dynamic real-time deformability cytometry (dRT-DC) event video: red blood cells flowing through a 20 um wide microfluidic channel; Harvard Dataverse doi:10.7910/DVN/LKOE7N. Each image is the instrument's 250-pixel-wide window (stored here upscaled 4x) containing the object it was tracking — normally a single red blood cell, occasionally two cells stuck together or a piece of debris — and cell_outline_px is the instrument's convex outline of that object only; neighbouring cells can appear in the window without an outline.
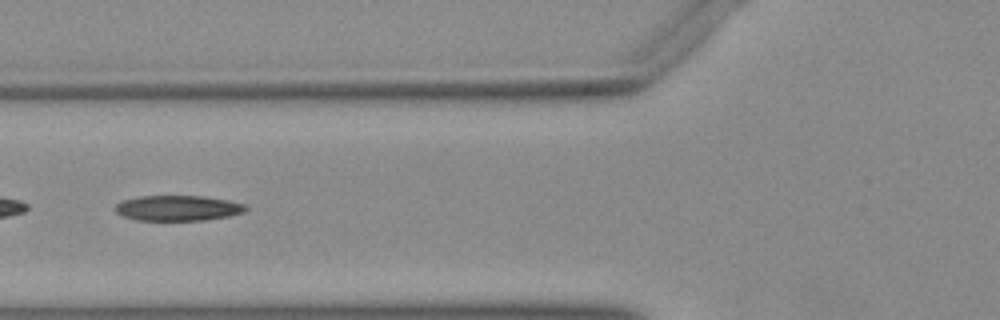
{"species": "Egyptian fruit bat (a non-hibernating species)", "species_latin": "Rousettus aegyptiacus", "temperature_condition": "warm", "stored_images_in_passage": 39, "camera_frame_rate_fps": 3000, "um_per_image_px": 0.085, "animal": {"sex": "female"}, "frame": {"image": 1, "passage_image": 7, "time_ms": 2.0, "image_size_px": [1000, 320], "cell_outline_px": [[248, 208], [244, 212], [228, 216], [204, 220], [136, 220], [124, 216], [116, 212], [112, 208], [120, 200], [140, 196], [204, 196], [228, 200], [248, 204]], "centroid_in_image_um": [15.11, 17.68], "position_along_channel_um": 110.7, "area_um2": 19.48}}
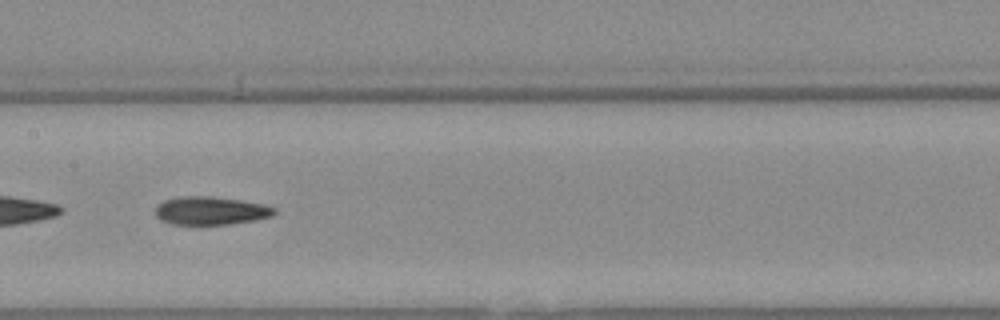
{"frame": {"image": 2, "passage_image": 13, "time_ms": 4.0, "image_size_px": [1000, 320], "cell_outline_px": [[276, 212], [272, 216], [256, 220], [228, 224], [172, 224], [160, 220], [156, 216], [156, 204], [164, 200], [184, 196], [208, 196], [240, 200], [260, 204], [276, 208]], "centroid_in_image_um": [17.88, 17.91], "position_along_channel_um": 189.5, "area_um2": 19.42}}
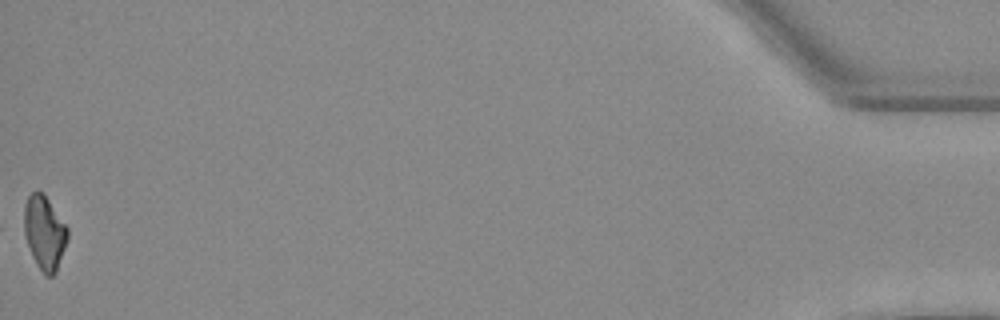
{"frame": {"image": 3, "passage_image": 39, "time_ms": 12.667, "image_size_px": [1000, 320], "cell_outline_px": [[68, 240], [56, 272], [52, 276], [44, 276], [36, 264], [32, 256], [24, 232], [24, 208], [28, 196], [32, 192], [44, 192], [68, 228]], "centroid_in_image_um": [3.79, 19.79], "position_along_channel_um": 431.4, "area_um2": 18.79}}